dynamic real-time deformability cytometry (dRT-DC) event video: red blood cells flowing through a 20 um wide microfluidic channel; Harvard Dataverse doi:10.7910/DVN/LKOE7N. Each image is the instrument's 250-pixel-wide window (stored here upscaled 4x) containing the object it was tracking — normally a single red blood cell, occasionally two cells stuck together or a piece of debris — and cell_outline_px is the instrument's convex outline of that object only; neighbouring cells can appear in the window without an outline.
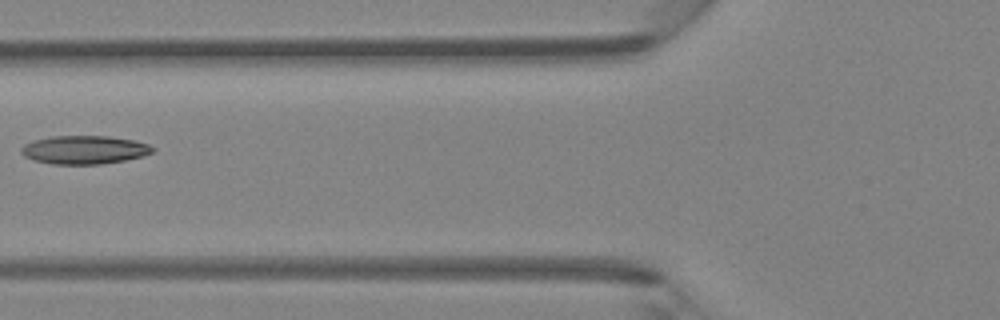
{"species": "Egyptian fruit bat (a non-hibernating species)", "species_latin": "Rousettus aegyptiacus", "temperature_condition": "room temperature", "stored_images_in_passage": 6, "camera_frame_rate_fps": 3000, "um_per_image_px": 0.085, "animal": {"sex": "female"}, "frame": {"image": 1, "passage_image": 6, "time_ms": 6.0, "image_size_px": [1000, 320], "cell_outline_px": [[156, 148], [152, 152], [144, 156], [124, 160], [100, 164], [52, 164], [32, 160], [24, 156], [20, 152], [20, 148], [24, 144], [36, 140], [52, 136], [108, 136], [132, 140], [148, 144]], "centroid_in_image_um": [7.15, 12.74], "position_along_channel_um": 118.6, "area_um2": 21.73}}